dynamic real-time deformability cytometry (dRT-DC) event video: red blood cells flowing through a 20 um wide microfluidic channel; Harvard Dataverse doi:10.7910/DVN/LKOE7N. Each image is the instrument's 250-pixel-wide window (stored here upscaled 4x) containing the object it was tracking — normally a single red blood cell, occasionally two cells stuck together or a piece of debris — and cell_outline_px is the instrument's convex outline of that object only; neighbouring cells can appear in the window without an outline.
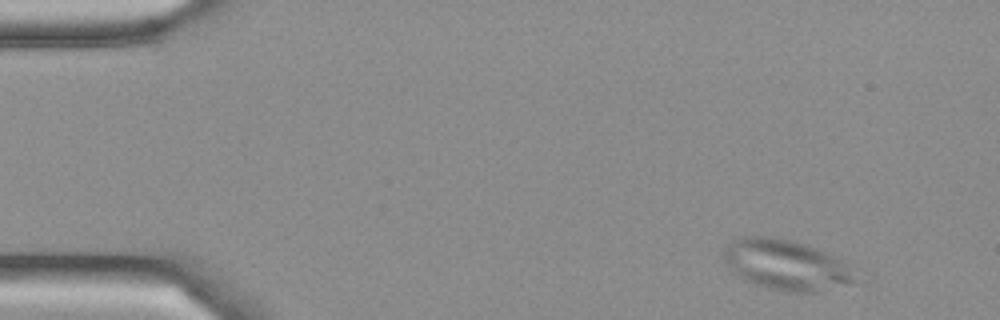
{"species": "Egyptian fruit bat (a non-hibernating species)", "species_latin": "Rousettus aegyptiacus", "temperature_condition": "cold", "stored_images_in_passage": 4, "camera_frame_rate_fps": 3000, "um_per_image_px": 0.085, "frame": {"image": 1, "passage_image": 1, "time_ms": 0.0, "image_size_px": [1000, 320], "cell_outline_px": [[856, 284], [816, 292], [788, 292], [752, 284], [740, 276], [724, 260], [724, 248], [736, 236], [772, 236], [804, 244], [824, 252], [840, 260], [844, 264], [856, 280]], "centroid_in_image_um": [66.78, 22.52], "position_along_channel_um": 18.2, "area_um2": 38.03}}